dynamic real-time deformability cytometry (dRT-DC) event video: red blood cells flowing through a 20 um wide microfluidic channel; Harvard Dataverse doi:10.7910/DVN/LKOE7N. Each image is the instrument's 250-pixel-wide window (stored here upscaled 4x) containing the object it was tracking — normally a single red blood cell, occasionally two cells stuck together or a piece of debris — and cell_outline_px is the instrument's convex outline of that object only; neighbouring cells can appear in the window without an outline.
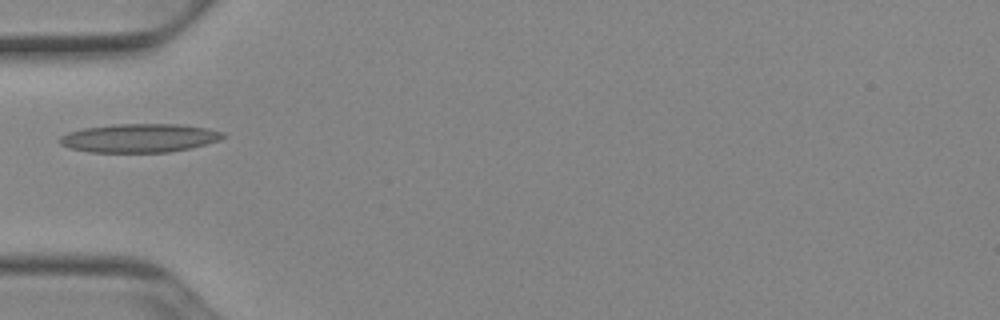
{"species": "Egyptian fruit bat (a non-hibernating species)", "species_latin": "Rousettus aegyptiacus", "temperature_condition": "cold", "stored_images_in_passage": 28, "camera_frame_rate_fps": 3000, "um_per_image_px": 0.085, "animal": {"sex": "female"}, "frame": {"image": 1, "passage_image": 1, "time_ms": 0.0, "image_size_px": [1000, 320], "cell_outline_px": [[224, 136], [220, 140], [208, 144], [192, 148], [168, 152], [88, 152], [68, 148], [60, 144], [60, 136], [68, 132], [84, 128], [112, 124], [180, 124], [208, 128], [224, 132]], "centroid_in_image_um": [11.86, 11.73], "position_along_channel_um": 73.1, "area_um2": 27.46}}
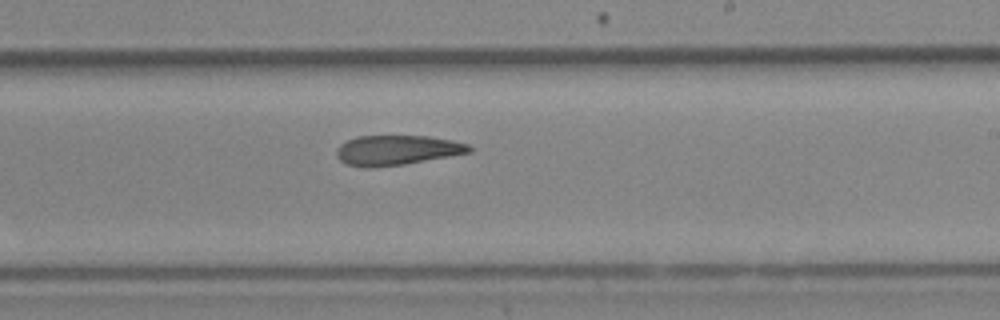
{"frame": {"image": 2, "passage_image": 15, "time_ms": 4.667, "image_size_px": [1000, 320], "cell_outline_px": [[472, 152], [404, 164], [372, 168], [364, 168], [344, 164], [336, 156], [336, 148], [340, 144], [356, 136], [428, 136], [452, 140], [468, 144], [472, 148]], "centroid_in_image_um": [33.69, 12.77], "position_along_channel_um": 255.3, "area_um2": 23.24}}
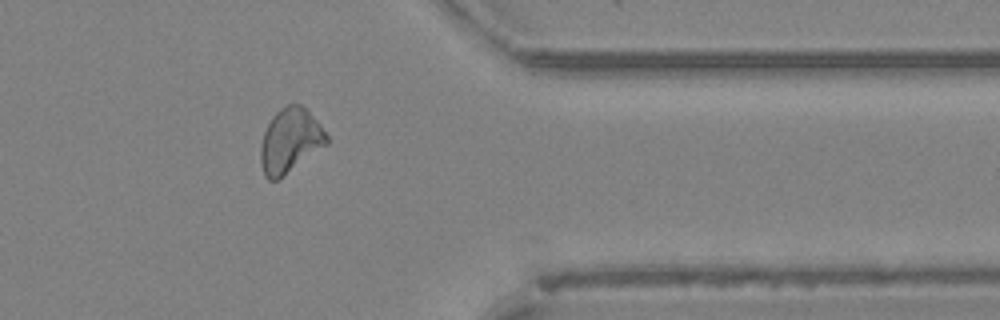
{"frame": {"image": 3, "passage_image": 26, "time_ms": 8.333, "image_size_px": [1000, 320], "cell_outline_px": [[328, 144], [276, 180], [268, 180], [264, 176], [260, 160], [260, 144], [264, 132], [272, 116], [280, 108], [288, 104], [300, 104], [320, 124], [328, 136]], "centroid_in_image_um": [24.64, 11.95], "position_along_channel_um": 386.8, "area_um2": 24.51}, "authors_computed_cell_mechanics": {"area_um2": 23.8714, "velocity_mm_per_s": 3.9122, "shape_relaxation_time_tau1_ms": null, "shape_relaxation_time_tau2_ms": 5.9769, "deformation_change_tau1": null, "deformation_change_tau2": 0.1503}}